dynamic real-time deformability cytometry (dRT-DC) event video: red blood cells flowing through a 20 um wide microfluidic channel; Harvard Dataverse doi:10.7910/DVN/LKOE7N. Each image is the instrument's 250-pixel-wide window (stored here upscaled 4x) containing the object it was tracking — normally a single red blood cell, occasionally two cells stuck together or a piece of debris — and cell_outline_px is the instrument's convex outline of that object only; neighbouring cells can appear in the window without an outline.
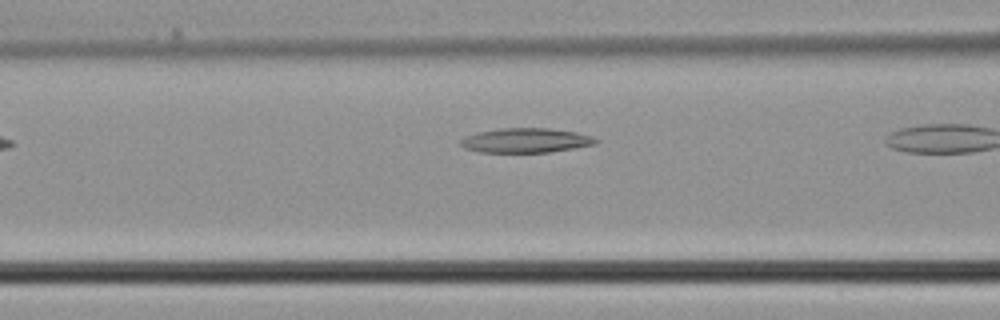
{"species": "common noctule bat (a hibernating species)", "species_latin": "Nyctalus noctula", "temperature_condition": "cold", "stored_images_in_passage": 5, "camera_frame_rate_fps": 3000, "um_per_image_px": 0.085, "animal": {"sex": "male", "body_mass_g": 21.5, "forearm_length_mm": 52.0}, "frame": {"image": 1, "passage_image": 4, "time_ms": 1.0, "image_size_px": [1000, 320], "cell_outline_px": [[600, 140], [596, 144], [548, 152], [480, 152], [464, 148], [460, 144], [460, 140], [464, 136], [476, 132], [500, 128], [548, 128], [576, 132], [592, 136]], "centroid_in_image_um": [44.67, 11.93], "position_along_channel_um": 121.9, "area_um2": 19.36}}